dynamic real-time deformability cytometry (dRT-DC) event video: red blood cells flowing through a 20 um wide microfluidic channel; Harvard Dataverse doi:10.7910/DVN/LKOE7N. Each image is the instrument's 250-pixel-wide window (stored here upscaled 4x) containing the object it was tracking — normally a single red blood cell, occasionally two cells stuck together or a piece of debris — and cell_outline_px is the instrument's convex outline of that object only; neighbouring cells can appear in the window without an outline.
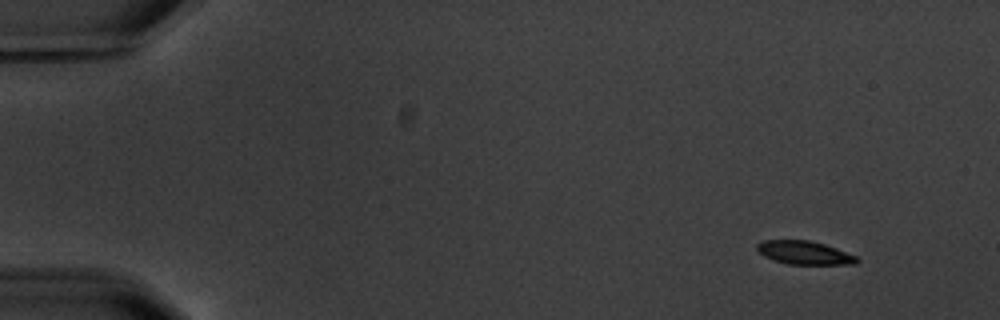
{"species": "common noctule bat (a hibernating species)", "species_latin": "Nyctalus noctula", "temperature_condition": "warm", "stored_images_in_passage": 6, "camera_frame_rate_fps": 3000, "um_per_image_px": 0.085, "animal": {"sex": "male", "body_mass_g": 20.1, "forearm_length_mm": 53.5}, "frame": {"image": 1, "passage_image": 1, "time_ms": 0.0, "image_size_px": [1000, 320], "cell_outline_px": [[860, 260], [856, 264], [788, 264], [764, 256], [756, 248], [756, 244], [764, 240], [808, 240], [824, 244], [836, 248], [856, 256]], "centroid_in_image_um": [68.38, 21.48], "position_along_channel_um": 16.6, "area_um2": 13.47}}